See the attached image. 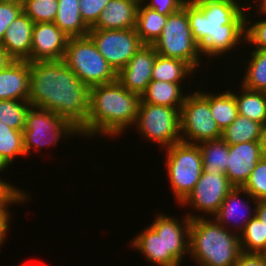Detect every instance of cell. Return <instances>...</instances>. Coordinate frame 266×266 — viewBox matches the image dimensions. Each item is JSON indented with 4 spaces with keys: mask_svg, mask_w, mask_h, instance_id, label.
Segmentation results:
<instances>
[{
    "mask_svg": "<svg viewBox=\"0 0 266 266\" xmlns=\"http://www.w3.org/2000/svg\"><path fill=\"white\" fill-rule=\"evenodd\" d=\"M90 89L63 60L30 62L31 106L52 111L79 130L87 121Z\"/></svg>",
    "mask_w": 266,
    "mask_h": 266,
    "instance_id": "cell-1",
    "label": "cell"
},
{
    "mask_svg": "<svg viewBox=\"0 0 266 266\" xmlns=\"http://www.w3.org/2000/svg\"><path fill=\"white\" fill-rule=\"evenodd\" d=\"M239 3L237 0H187L192 36L201 54L210 57L209 61L238 49L245 42L246 9H252L253 4L247 7Z\"/></svg>",
    "mask_w": 266,
    "mask_h": 266,
    "instance_id": "cell-2",
    "label": "cell"
},
{
    "mask_svg": "<svg viewBox=\"0 0 266 266\" xmlns=\"http://www.w3.org/2000/svg\"><path fill=\"white\" fill-rule=\"evenodd\" d=\"M140 100L118 80L91 87L89 113L80 130L81 137L122 135L127 127L135 125Z\"/></svg>",
    "mask_w": 266,
    "mask_h": 266,
    "instance_id": "cell-3",
    "label": "cell"
},
{
    "mask_svg": "<svg viewBox=\"0 0 266 266\" xmlns=\"http://www.w3.org/2000/svg\"><path fill=\"white\" fill-rule=\"evenodd\" d=\"M141 233L135 236L131 246L145 256V260L157 266H181L183 257L189 253V227L191 219L183 220L165 213Z\"/></svg>",
    "mask_w": 266,
    "mask_h": 266,
    "instance_id": "cell-4",
    "label": "cell"
},
{
    "mask_svg": "<svg viewBox=\"0 0 266 266\" xmlns=\"http://www.w3.org/2000/svg\"><path fill=\"white\" fill-rule=\"evenodd\" d=\"M186 215L191 219L189 254L197 266H234L242 253L240 236L216 219L212 221L202 214Z\"/></svg>",
    "mask_w": 266,
    "mask_h": 266,
    "instance_id": "cell-5",
    "label": "cell"
},
{
    "mask_svg": "<svg viewBox=\"0 0 266 266\" xmlns=\"http://www.w3.org/2000/svg\"><path fill=\"white\" fill-rule=\"evenodd\" d=\"M63 61L90 88L117 80V73L89 36L69 38Z\"/></svg>",
    "mask_w": 266,
    "mask_h": 266,
    "instance_id": "cell-6",
    "label": "cell"
},
{
    "mask_svg": "<svg viewBox=\"0 0 266 266\" xmlns=\"http://www.w3.org/2000/svg\"><path fill=\"white\" fill-rule=\"evenodd\" d=\"M153 46L157 54L181 59L197 71L202 61L200 59L202 54L189 26L187 1L179 11L167 16L161 36Z\"/></svg>",
    "mask_w": 266,
    "mask_h": 266,
    "instance_id": "cell-7",
    "label": "cell"
},
{
    "mask_svg": "<svg viewBox=\"0 0 266 266\" xmlns=\"http://www.w3.org/2000/svg\"><path fill=\"white\" fill-rule=\"evenodd\" d=\"M166 150V168L172 192L181 204L193 191L203 173L202 155L198 144L174 143Z\"/></svg>",
    "mask_w": 266,
    "mask_h": 266,
    "instance_id": "cell-8",
    "label": "cell"
},
{
    "mask_svg": "<svg viewBox=\"0 0 266 266\" xmlns=\"http://www.w3.org/2000/svg\"><path fill=\"white\" fill-rule=\"evenodd\" d=\"M135 130L162 148L181 141L180 110L140 100Z\"/></svg>",
    "mask_w": 266,
    "mask_h": 266,
    "instance_id": "cell-9",
    "label": "cell"
},
{
    "mask_svg": "<svg viewBox=\"0 0 266 266\" xmlns=\"http://www.w3.org/2000/svg\"><path fill=\"white\" fill-rule=\"evenodd\" d=\"M180 125L181 141L185 143L199 144L222 136L211 114L209 93L200 90L186 94L180 110Z\"/></svg>",
    "mask_w": 266,
    "mask_h": 266,
    "instance_id": "cell-10",
    "label": "cell"
},
{
    "mask_svg": "<svg viewBox=\"0 0 266 266\" xmlns=\"http://www.w3.org/2000/svg\"><path fill=\"white\" fill-rule=\"evenodd\" d=\"M73 135L81 136L80 130L54 112L36 107L28 110L23 130L26 155H29L33 148L38 151L52 144L56 146L63 137L68 138Z\"/></svg>",
    "mask_w": 266,
    "mask_h": 266,
    "instance_id": "cell-11",
    "label": "cell"
},
{
    "mask_svg": "<svg viewBox=\"0 0 266 266\" xmlns=\"http://www.w3.org/2000/svg\"><path fill=\"white\" fill-rule=\"evenodd\" d=\"M88 36L109 65L118 73L144 45L136 29H90Z\"/></svg>",
    "mask_w": 266,
    "mask_h": 266,
    "instance_id": "cell-12",
    "label": "cell"
},
{
    "mask_svg": "<svg viewBox=\"0 0 266 266\" xmlns=\"http://www.w3.org/2000/svg\"><path fill=\"white\" fill-rule=\"evenodd\" d=\"M235 186L221 172H203L193 191L180 204L193 207L199 213L215 216L228 193Z\"/></svg>",
    "mask_w": 266,
    "mask_h": 266,
    "instance_id": "cell-13",
    "label": "cell"
},
{
    "mask_svg": "<svg viewBox=\"0 0 266 266\" xmlns=\"http://www.w3.org/2000/svg\"><path fill=\"white\" fill-rule=\"evenodd\" d=\"M157 57L153 45L144 44L117 73V80L140 97L152 81V69Z\"/></svg>",
    "mask_w": 266,
    "mask_h": 266,
    "instance_id": "cell-14",
    "label": "cell"
},
{
    "mask_svg": "<svg viewBox=\"0 0 266 266\" xmlns=\"http://www.w3.org/2000/svg\"><path fill=\"white\" fill-rule=\"evenodd\" d=\"M68 39L53 22L34 23L30 62L63 60Z\"/></svg>",
    "mask_w": 266,
    "mask_h": 266,
    "instance_id": "cell-15",
    "label": "cell"
},
{
    "mask_svg": "<svg viewBox=\"0 0 266 266\" xmlns=\"http://www.w3.org/2000/svg\"><path fill=\"white\" fill-rule=\"evenodd\" d=\"M263 157L260 141L229 145L225 175L235 187H242Z\"/></svg>",
    "mask_w": 266,
    "mask_h": 266,
    "instance_id": "cell-16",
    "label": "cell"
},
{
    "mask_svg": "<svg viewBox=\"0 0 266 266\" xmlns=\"http://www.w3.org/2000/svg\"><path fill=\"white\" fill-rule=\"evenodd\" d=\"M242 194L246 195L245 197L248 199V203H247V200L243 201L241 199L242 196H243ZM250 198H251V200H250ZM252 200H253L254 205H255L253 207L254 210H253V208L249 209V207L251 208V206H249L250 205L249 202H251ZM257 202H258V200L253 198L242 187H234L228 193V195L226 196V198L222 202V205L220 206L219 211L217 212V214L213 218L216 219L226 229L229 228L228 225H230V224L234 225L233 223L234 222L237 223V221L239 220L238 222H240V224L239 223H237L238 225L235 224L234 227H235L236 231L235 230H233V231L236 232V234L240 235L243 232V230L245 229L246 224L256 215V204H257ZM244 208L247 209V210H245ZM243 209H244V211L246 213L249 212V214L247 215L246 213H243L244 212ZM251 210H253V211H251ZM234 219H235V221H234ZM236 219H238V220H236Z\"/></svg>",
    "mask_w": 266,
    "mask_h": 266,
    "instance_id": "cell-17",
    "label": "cell"
},
{
    "mask_svg": "<svg viewBox=\"0 0 266 266\" xmlns=\"http://www.w3.org/2000/svg\"><path fill=\"white\" fill-rule=\"evenodd\" d=\"M34 22L22 12L6 29L0 46L13 60L30 62Z\"/></svg>",
    "mask_w": 266,
    "mask_h": 266,
    "instance_id": "cell-18",
    "label": "cell"
},
{
    "mask_svg": "<svg viewBox=\"0 0 266 266\" xmlns=\"http://www.w3.org/2000/svg\"><path fill=\"white\" fill-rule=\"evenodd\" d=\"M30 62L12 60L0 70V100H28Z\"/></svg>",
    "mask_w": 266,
    "mask_h": 266,
    "instance_id": "cell-19",
    "label": "cell"
},
{
    "mask_svg": "<svg viewBox=\"0 0 266 266\" xmlns=\"http://www.w3.org/2000/svg\"><path fill=\"white\" fill-rule=\"evenodd\" d=\"M139 4L136 0H110L96 24L90 29L135 28Z\"/></svg>",
    "mask_w": 266,
    "mask_h": 266,
    "instance_id": "cell-20",
    "label": "cell"
},
{
    "mask_svg": "<svg viewBox=\"0 0 266 266\" xmlns=\"http://www.w3.org/2000/svg\"><path fill=\"white\" fill-rule=\"evenodd\" d=\"M239 236L242 252H266V200H258L256 215L246 224Z\"/></svg>",
    "mask_w": 266,
    "mask_h": 266,
    "instance_id": "cell-21",
    "label": "cell"
},
{
    "mask_svg": "<svg viewBox=\"0 0 266 266\" xmlns=\"http://www.w3.org/2000/svg\"><path fill=\"white\" fill-rule=\"evenodd\" d=\"M53 23L69 38L88 36L90 30L81 18L79 0H58Z\"/></svg>",
    "mask_w": 266,
    "mask_h": 266,
    "instance_id": "cell-22",
    "label": "cell"
},
{
    "mask_svg": "<svg viewBox=\"0 0 266 266\" xmlns=\"http://www.w3.org/2000/svg\"><path fill=\"white\" fill-rule=\"evenodd\" d=\"M181 83L152 80L141 95L142 102L170 106L181 110L186 95Z\"/></svg>",
    "mask_w": 266,
    "mask_h": 266,
    "instance_id": "cell-23",
    "label": "cell"
},
{
    "mask_svg": "<svg viewBox=\"0 0 266 266\" xmlns=\"http://www.w3.org/2000/svg\"><path fill=\"white\" fill-rule=\"evenodd\" d=\"M168 15H162L140 3L136 18V32L143 44L153 45L161 36Z\"/></svg>",
    "mask_w": 266,
    "mask_h": 266,
    "instance_id": "cell-24",
    "label": "cell"
},
{
    "mask_svg": "<svg viewBox=\"0 0 266 266\" xmlns=\"http://www.w3.org/2000/svg\"><path fill=\"white\" fill-rule=\"evenodd\" d=\"M193 73L195 70L185 61L157 54L152 69V80L181 83Z\"/></svg>",
    "mask_w": 266,
    "mask_h": 266,
    "instance_id": "cell-25",
    "label": "cell"
},
{
    "mask_svg": "<svg viewBox=\"0 0 266 266\" xmlns=\"http://www.w3.org/2000/svg\"><path fill=\"white\" fill-rule=\"evenodd\" d=\"M240 87L239 94L235 93L238 114L261 124L266 123V101L262 92Z\"/></svg>",
    "mask_w": 266,
    "mask_h": 266,
    "instance_id": "cell-26",
    "label": "cell"
},
{
    "mask_svg": "<svg viewBox=\"0 0 266 266\" xmlns=\"http://www.w3.org/2000/svg\"><path fill=\"white\" fill-rule=\"evenodd\" d=\"M198 146L202 155L203 172H221L226 174L229 144L219 138L200 142Z\"/></svg>",
    "mask_w": 266,
    "mask_h": 266,
    "instance_id": "cell-27",
    "label": "cell"
},
{
    "mask_svg": "<svg viewBox=\"0 0 266 266\" xmlns=\"http://www.w3.org/2000/svg\"><path fill=\"white\" fill-rule=\"evenodd\" d=\"M262 124L237 115L236 119L222 131L221 138L229 145L259 141Z\"/></svg>",
    "mask_w": 266,
    "mask_h": 266,
    "instance_id": "cell-28",
    "label": "cell"
},
{
    "mask_svg": "<svg viewBox=\"0 0 266 266\" xmlns=\"http://www.w3.org/2000/svg\"><path fill=\"white\" fill-rule=\"evenodd\" d=\"M209 105L212 117L221 131L227 128L238 115L234 92L226 90L220 94L210 93Z\"/></svg>",
    "mask_w": 266,
    "mask_h": 266,
    "instance_id": "cell-29",
    "label": "cell"
},
{
    "mask_svg": "<svg viewBox=\"0 0 266 266\" xmlns=\"http://www.w3.org/2000/svg\"><path fill=\"white\" fill-rule=\"evenodd\" d=\"M251 52L241 85L248 90L261 91L266 87V50Z\"/></svg>",
    "mask_w": 266,
    "mask_h": 266,
    "instance_id": "cell-30",
    "label": "cell"
},
{
    "mask_svg": "<svg viewBox=\"0 0 266 266\" xmlns=\"http://www.w3.org/2000/svg\"><path fill=\"white\" fill-rule=\"evenodd\" d=\"M23 131L15 130L0 122V156L8 166L14 159L25 156Z\"/></svg>",
    "mask_w": 266,
    "mask_h": 266,
    "instance_id": "cell-31",
    "label": "cell"
},
{
    "mask_svg": "<svg viewBox=\"0 0 266 266\" xmlns=\"http://www.w3.org/2000/svg\"><path fill=\"white\" fill-rule=\"evenodd\" d=\"M28 100H0V122L23 131L26 125V115L31 108Z\"/></svg>",
    "mask_w": 266,
    "mask_h": 266,
    "instance_id": "cell-32",
    "label": "cell"
},
{
    "mask_svg": "<svg viewBox=\"0 0 266 266\" xmlns=\"http://www.w3.org/2000/svg\"><path fill=\"white\" fill-rule=\"evenodd\" d=\"M23 12L34 22H54L58 0H24Z\"/></svg>",
    "mask_w": 266,
    "mask_h": 266,
    "instance_id": "cell-33",
    "label": "cell"
},
{
    "mask_svg": "<svg viewBox=\"0 0 266 266\" xmlns=\"http://www.w3.org/2000/svg\"><path fill=\"white\" fill-rule=\"evenodd\" d=\"M242 188L256 200H266V157L259 160Z\"/></svg>",
    "mask_w": 266,
    "mask_h": 266,
    "instance_id": "cell-34",
    "label": "cell"
},
{
    "mask_svg": "<svg viewBox=\"0 0 266 266\" xmlns=\"http://www.w3.org/2000/svg\"><path fill=\"white\" fill-rule=\"evenodd\" d=\"M259 16L261 14L266 16V13L259 12ZM250 11H246L245 15V42L247 44H251L252 46H256L254 49L256 50H266V19H262L253 24H250L252 20H248ZM248 17V18H247Z\"/></svg>",
    "mask_w": 266,
    "mask_h": 266,
    "instance_id": "cell-35",
    "label": "cell"
},
{
    "mask_svg": "<svg viewBox=\"0 0 266 266\" xmlns=\"http://www.w3.org/2000/svg\"><path fill=\"white\" fill-rule=\"evenodd\" d=\"M110 0H79L80 15L85 24L91 28L98 21L101 12Z\"/></svg>",
    "mask_w": 266,
    "mask_h": 266,
    "instance_id": "cell-36",
    "label": "cell"
},
{
    "mask_svg": "<svg viewBox=\"0 0 266 266\" xmlns=\"http://www.w3.org/2000/svg\"><path fill=\"white\" fill-rule=\"evenodd\" d=\"M22 12V4L0 2V43L4 38L6 29Z\"/></svg>",
    "mask_w": 266,
    "mask_h": 266,
    "instance_id": "cell-37",
    "label": "cell"
},
{
    "mask_svg": "<svg viewBox=\"0 0 266 266\" xmlns=\"http://www.w3.org/2000/svg\"><path fill=\"white\" fill-rule=\"evenodd\" d=\"M186 1L187 0H144L143 4L162 15H170L179 11Z\"/></svg>",
    "mask_w": 266,
    "mask_h": 266,
    "instance_id": "cell-38",
    "label": "cell"
},
{
    "mask_svg": "<svg viewBox=\"0 0 266 266\" xmlns=\"http://www.w3.org/2000/svg\"><path fill=\"white\" fill-rule=\"evenodd\" d=\"M26 191L18 189L9 184L8 182L0 179V202L1 201H27L29 199V194Z\"/></svg>",
    "mask_w": 266,
    "mask_h": 266,
    "instance_id": "cell-39",
    "label": "cell"
},
{
    "mask_svg": "<svg viewBox=\"0 0 266 266\" xmlns=\"http://www.w3.org/2000/svg\"><path fill=\"white\" fill-rule=\"evenodd\" d=\"M26 201H1L0 202V246L6 239L7 230L10 228L11 212H9L8 205L15 203H25Z\"/></svg>",
    "mask_w": 266,
    "mask_h": 266,
    "instance_id": "cell-40",
    "label": "cell"
},
{
    "mask_svg": "<svg viewBox=\"0 0 266 266\" xmlns=\"http://www.w3.org/2000/svg\"><path fill=\"white\" fill-rule=\"evenodd\" d=\"M234 266H266L263 254L242 252Z\"/></svg>",
    "mask_w": 266,
    "mask_h": 266,
    "instance_id": "cell-41",
    "label": "cell"
},
{
    "mask_svg": "<svg viewBox=\"0 0 266 266\" xmlns=\"http://www.w3.org/2000/svg\"><path fill=\"white\" fill-rule=\"evenodd\" d=\"M13 59L0 46V70L4 69Z\"/></svg>",
    "mask_w": 266,
    "mask_h": 266,
    "instance_id": "cell-42",
    "label": "cell"
},
{
    "mask_svg": "<svg viewBox=\"0 0 266 266\" xmlns=\"http://www.w3.org/2000/svg\"><path fill=\"white\" fill-rule=\"evenodd\" d=\"M259 141H260L263 155L264 157H266V123L262 124L261 137Z\"/></svg>",
    "mask_w": 266,
    "mask_h": 266,
    "instance_id": "cell-43",
    "label": "cell"
},
{
    "mask_svg": "<svg viewBox=\"0 0 266 266\" xmlns=\"http://www.w3.org/2000/svg\"><path fill=\"white\" fill-rule=\"evenodd\" d=\"M254 2H256V9L258 8L259 11L266 13V0H259V3L256 0Z\"/></svg>",
    "mask_w": 266,
    "mask_h": 266,
    "instance_id": "cell-44",
    "label": "cell"
},
{
    "mask_svg": "<svg viewBox=\"0 0 266 266\" xmlns=\"http://www.w3.org/2000/svg\"><path fill=\"white\" fill-rule=\"evenodd\" d=\"M9 166L6 164V162L1 158L0 156V173L6 170Z\"/></svg>",
    "mask_w": 266,
    "mask_h": 266,
    "instance_id": "cell-45",
    "label": "cell"
},
{
    "mask_svg": "<svg viewBox=\"0 0 266 266\" xmlns=\"http://www.w3.org/2000/svg\"><path fill=\"white\" fill-rule=\"evenodd\" d=\"M24 0H0V2H8V3H15V4H22Z\"/></svg>",
    "mask_w": 266,
    "mask_h": 266,
    "instance_id": "cell-46",
    "label": "cell"
},
{
    "mask_svg": "<svg viewBox=\"0 0 266 266\" xmlns=\"http://www.w3.org/2000/svg\"><path fill=\"white\" fill-rule=\"evenodd\" d=\"M261 92H262L264 99L266 101V87L263 90H261Z\"/></svg>",
    "mask_w": 266,
    "mask_h": 266,
    "instance_id": "cell-47",
    "label": "cell"
},
{
    "mask_svg": "<svg viewBox=\"0 0 266 266\" xmlns=\"http://www.w3.org/2000/svg\"><path fill=\"white\" fill-rule=\"evenodd\" d=\"M262 254H263L264 259H265V261H266V252H264V253H262Z\"/></svg>",
    "mask_w": 266,
    "mask_h": 266,
    "instance_id": "cell-48",
    "label": "cell"
},
{
    "mask_svg": "<svg viewBox=\"0 0 266 266\" xmlns=\"http://www.w3.org/2000/svg\"><path fill=\"white\" fill-rule=\"evenodd\" d=\"M136 1H138L139 3H143L144 2V0H136Z\"/></svg>",
    "mask_w": 266,
    "mask_h": 266,
    "instance_id": "cell-49",
    "label": "cell"
}]
</instances>
